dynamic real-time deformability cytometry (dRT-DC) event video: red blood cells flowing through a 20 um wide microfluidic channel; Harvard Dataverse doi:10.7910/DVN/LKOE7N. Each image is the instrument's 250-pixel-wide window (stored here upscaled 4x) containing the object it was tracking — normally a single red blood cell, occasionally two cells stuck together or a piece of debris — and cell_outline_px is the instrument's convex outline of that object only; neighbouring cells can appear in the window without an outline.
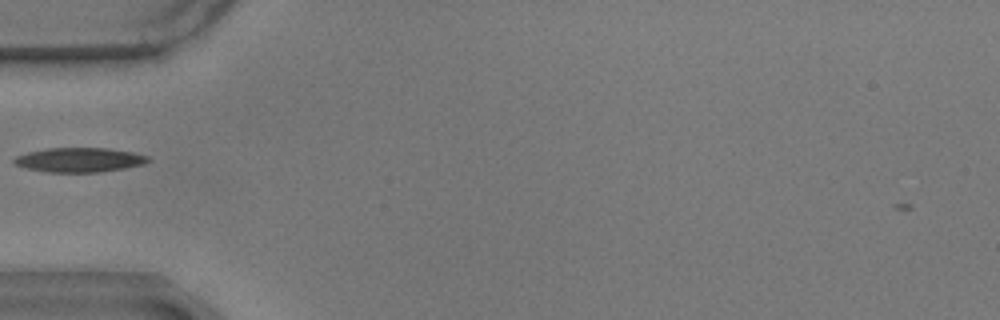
{"species": "common noctule bat (a hibernating species)", "species_latin": "Nyctalus noctula", "temperature_condition": "warm", "stored_images_in_passage": 41, "camera_frame_rate_fps": 3000, "um_per_image_px": 0.085, "animal": {"sex": "male", "body_mass_g": 17.9}, "frame": {"image": 1, "passage_image": 2, "time_ms": 0.333, "image_size_px": [1000, 320], "cell_outline_px": [[152, 160], [144, 164], [124, 168], [96, 172], [48, 172], [28, 168], [16, 164], [12, 160], [16, 156], [28, 152], [48, 148], [108, 148], [132, 152], [148, 156]], "centroid_in_image_um": [6.78, 13.58], "position_along_channel_um": 78.2, "area_um2": 18.9}, "authors_computed_cell_mechanics": {"area_um2": 18.2648, "velocity_mm_per_s": 3.4868, "shape_relaxation_time_tau1_ms": 4.6753, "shape_relaxation_time_tau2_ms": 3.4821, "deformation_change_tau1": 0.1735, "deformation_change_tau2": 0.1201}}